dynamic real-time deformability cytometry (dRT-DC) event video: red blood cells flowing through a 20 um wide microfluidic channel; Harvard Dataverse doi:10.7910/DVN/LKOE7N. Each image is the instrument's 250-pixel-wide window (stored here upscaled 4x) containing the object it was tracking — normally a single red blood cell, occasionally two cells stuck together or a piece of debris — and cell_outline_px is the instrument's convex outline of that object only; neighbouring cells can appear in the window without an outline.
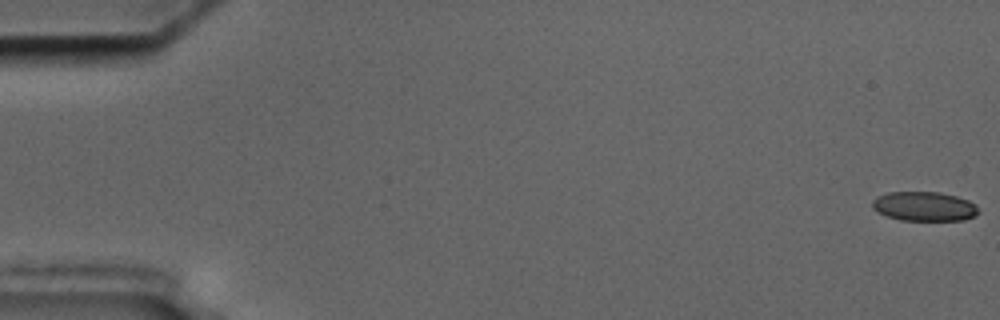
{"species": "common noctule bat (a hibernating species)", "species_latin": "Nyctalus noctula", "temperature_condition": "cold", "stored_images_in_passage": 57, "camera_frame_rate_fps": 3000, "um_per_image_px": 0.085, "animal": {"sex": "male", "body_mass_g": 17.5, "forearm_length_mm": 52.3}, "frame": {"image": 1, "passage_image": 1, "time_ms": 0.0, "image_size_px": [1000, 320], "cell_outline_px": [[980, 212], [976, 216], [964, 220], [900, 220], [876, 212], [872, 208], [872, 200], [876, 196], [888, 192], [936, 192], [956, 196], [968, 200], [976, 204]], "centroid_in_image_um": [78.56, 17.54], "position_along_channel_um": 6.4, "area_um2": 18.32}}
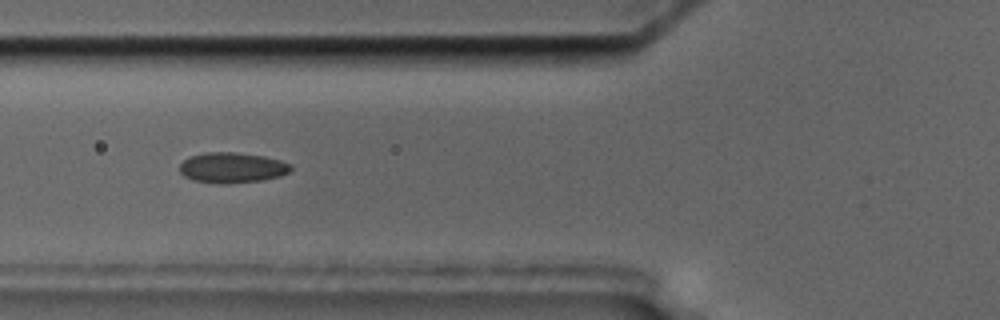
{"frame": {"image": 2, "passage_image": 22, "time_ms": 7.0, "image_size_px": [1000, 320], "cell_outline_px": [[292, 168], [288, 172], [280, 176], [264, 180], [228, 184], [220, 184], [192, 180], [184, 176], [180, 172], [180, 164], [188, 156], [204, 152], [236, 152], [264, 156], [280, 160], [292, 164]], "centroid_in_image_um": [19.72, 14.25], "position_along_channel_um": 106.1, "area_um2": 20.0}}
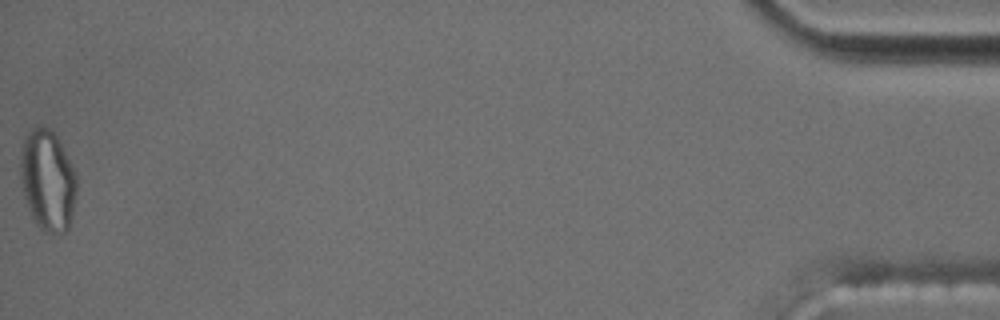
{"frame": {"image": 3, "passage_image": 57, "time_ms": 18.667, "image_size_px": [1000, 320], "cell_outline_px": [[76, 192], [72, 216], [68, 228], [64, 232], [44, 232], [36, 224], [32, 216], [24, 196], [20, 176], [20, 160], [24, 136], [32, 128], [40, 124], [44, 124], [56, 136], [76, 176]], "centroid_in_image_um": [4.02, 15.31], "position_along_channel_um": 431.2, "area_um2": 32.71}, "authors_computed_cell_mechanics": {"area_um2": 19.5942, "velocity_mm_per_s": 3.6085, "shape_relaxation_time_tau1_ms": null, "shape_relaxation_time_tau2_ms": 2.1164, "deformation_change_tau1": null, "deformation_change_tau2": 0.0719}}